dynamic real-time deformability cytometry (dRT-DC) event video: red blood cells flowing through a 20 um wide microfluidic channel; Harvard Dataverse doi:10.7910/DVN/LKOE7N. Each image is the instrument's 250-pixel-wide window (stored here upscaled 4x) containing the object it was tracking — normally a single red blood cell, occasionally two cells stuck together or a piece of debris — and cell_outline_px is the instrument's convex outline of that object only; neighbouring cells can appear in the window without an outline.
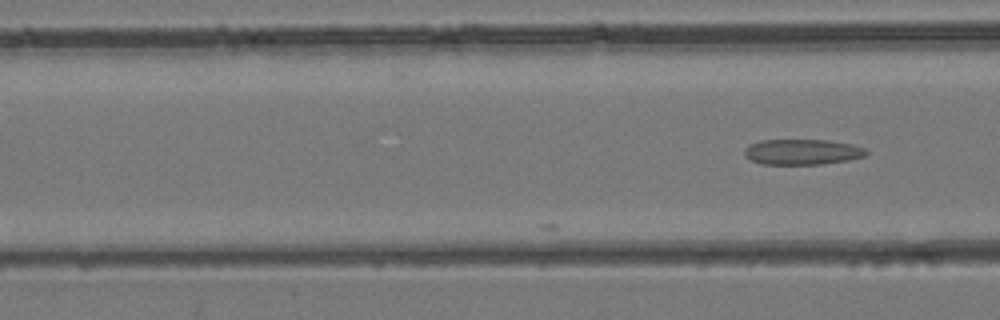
{"species": "common noctule bat (a hibernating species)", "species_latin": "Nyctalus noctula", "temperature_condition": "room temperature", "stored_images_in_passage": 4, "camera_frame_rate_fps": 3000, "um_per_image_px": 0.085, "animal": {"sex": "female", "body_mass_g": 24.6, "forearm_length_mm": 56.2}, "frame": {"image": 1, "passage_image": 4, "time_ms": 1.0, "image_size_px": [1000, 320], "cell_outline_px": [[868, 152], [864, 156], [848, 160], [824, 164], [760, 164], [744, 156], [744, 148], [760, 140], [828, 140], [852, 144], [864, 148]], "centroid_in_image_um": [68.18, 12.91], "position_along_channel_um": 98.4, "area_um2": 18.09}}